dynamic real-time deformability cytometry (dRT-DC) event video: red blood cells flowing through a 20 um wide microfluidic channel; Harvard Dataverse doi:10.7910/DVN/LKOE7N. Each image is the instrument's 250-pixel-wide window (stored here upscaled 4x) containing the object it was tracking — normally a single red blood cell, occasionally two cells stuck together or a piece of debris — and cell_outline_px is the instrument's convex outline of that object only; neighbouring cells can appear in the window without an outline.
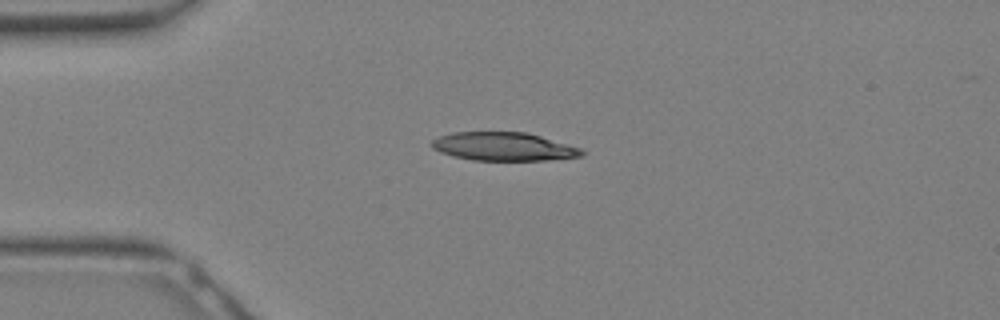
{"species": "Egyptian fruit bat (a non-hibernating species)", "species_latin": "Rousettus aegyptiacus", "temperature_condition": "warm", "stored_images_in_passage": 31, "camera_frame_rate_fps": 3000, "um_per_image_px": 0.085, "animal": {"sex": "female"}, "frame": {"image": 1, "passage_image": 7, "time_ms": 2.0, "image_size_px": [1000, 320], "cell_outline_px": [[584, 156], [548, 160], [472, 160], [452, 156], [440, 152], [432, 148], [432, 140], [440, 136], [452, 132], [528, 132], [580, 148], [584, 152]], "centroid_in_image_um": [42.8, 12.46], "position_along_channel_um": 42.2, "area_um2": 24.8}}
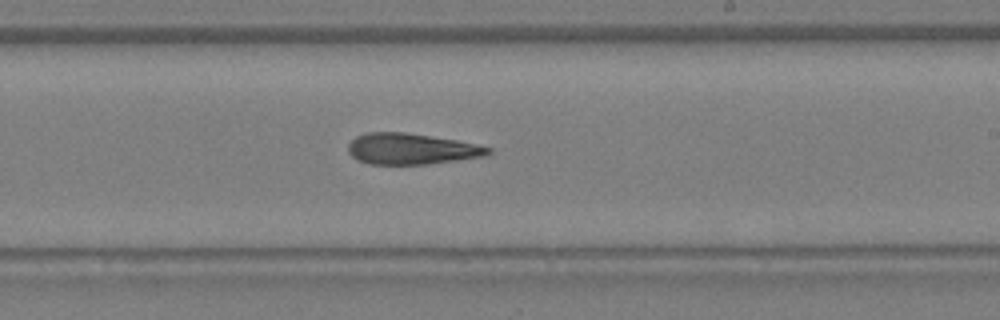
{"frame": {"image": 2, "passage_image": 18, "time_ms": 5.667, "image_size_px": [1000, 320], "cell_outline_px": [[492, 152], [488, 156], [428, 164], [368, 164], [352, 156], [348, 152], [348, 144], [356, 136], [368, 132], [404, 132], [456, 140], [476, 144], [492, 148]], "centroid_in_image_um": [34.99, 12.66], "position_along_channel_um": 254.0, "area_um2": 25.32}}
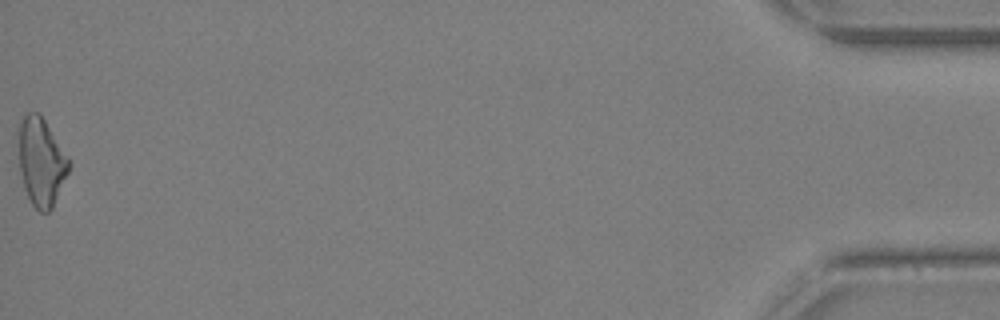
{"frame": {"image": 3, "passage_image": 31, "time_ms": 10.0, "image_size_px": [1000, 320], "cell_outline_px": [[72, 164], [52, 208], [48, 212], [40, 212], [32, 204], [24, 188], [20, 172], [16, 144], [16, 128], [24, 112], [40, 112], [68, 156]], "centroid_in_image_um": [3.46, 13.67], "position_along_channel_um": 431.7, "area_um2": 26.7}}